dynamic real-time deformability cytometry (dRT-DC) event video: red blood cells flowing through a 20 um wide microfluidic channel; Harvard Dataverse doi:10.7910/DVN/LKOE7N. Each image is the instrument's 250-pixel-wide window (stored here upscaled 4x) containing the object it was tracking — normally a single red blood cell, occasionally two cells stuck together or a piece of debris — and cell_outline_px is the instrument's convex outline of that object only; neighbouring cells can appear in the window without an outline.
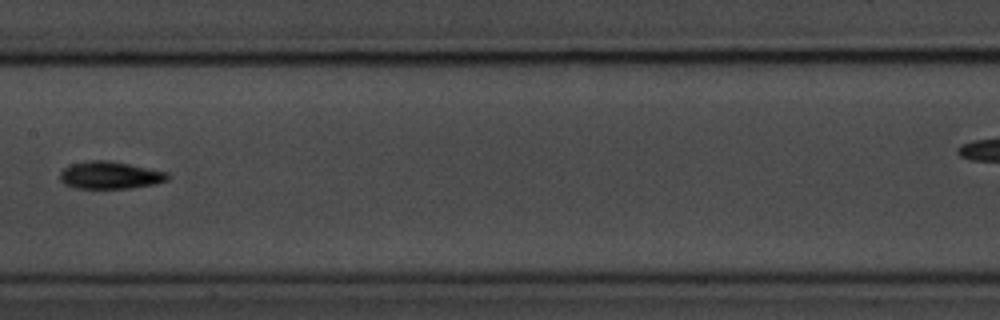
{"species": "common noctule bat (a hibernating species)", "species_latin": "Nyctalus noctula", "temperature_condition": "room temperature", "stored_images_in_passage": 11, "camera_frame_rate_fps": 3000, "um_per_image_px": 0.085, "animal": {"sex": "male", "body_mass_g": 20.1, "forearm_length_mm": 53.5}, "frame": {"image": 1, "passage_image": 7, "time_ms": 8.0, "image_size_px": [1000, 320], "cell_outline_px": [[168, 180], [156, 184], [128, 188], [72, 188], [64, 184], [60, 180], [60, 172], [64, 168], [72, 164], [88, 160], [108, 160], [168, 172]], "centroid_in_image_um": [9.33, 14.89], "position_along_channel_um": 198.1, "area_um2": 17.17}}